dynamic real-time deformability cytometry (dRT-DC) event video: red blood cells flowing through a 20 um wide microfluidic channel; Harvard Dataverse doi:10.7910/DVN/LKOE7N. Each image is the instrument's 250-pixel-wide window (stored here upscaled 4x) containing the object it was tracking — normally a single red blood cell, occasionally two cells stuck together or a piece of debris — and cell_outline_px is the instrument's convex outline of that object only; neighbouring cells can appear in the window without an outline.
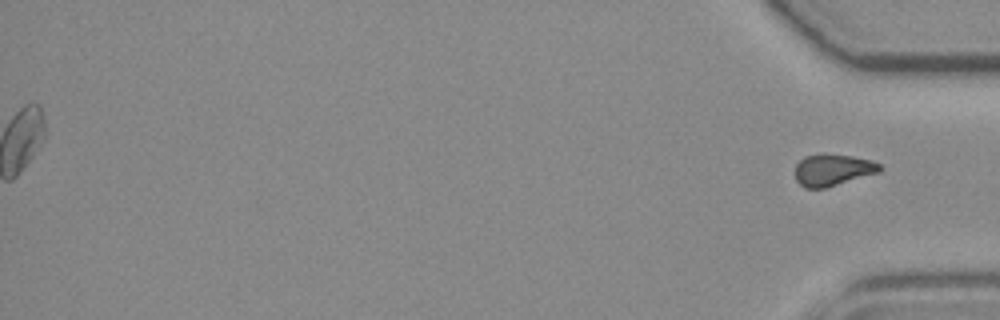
{"species": "common noctule bat (a hibernating species)", "species_latin": "Nyctalus noctula", "temperature_condition": "room temperature", "stored_images_in_passage": 38, "segment_of_instrument_passage": [2, 2], "camera_frame_rate_fps": 3000, "um_per_image_px": 0.085, "animal": {"sex": "female", "body_mass_g": 19.3, "forearm_length_mm": 54.1}, "frame": {"image": 1, "passage_image": 38, "time_ms": 12.333, "image_size_px": [1000, 320], "cell_outline_px": [[884, 168], [880, 172], [824, 188], [804, 188], [796, 180], [796, 164], [804, 156], [820, 152], [824, 152], [852, 156], [872, 160], [880, 164]], "centroid_in_image_um": [70.79, 14.41], "position_along_channel_um": 364.4, "area_um2": 15.95}}